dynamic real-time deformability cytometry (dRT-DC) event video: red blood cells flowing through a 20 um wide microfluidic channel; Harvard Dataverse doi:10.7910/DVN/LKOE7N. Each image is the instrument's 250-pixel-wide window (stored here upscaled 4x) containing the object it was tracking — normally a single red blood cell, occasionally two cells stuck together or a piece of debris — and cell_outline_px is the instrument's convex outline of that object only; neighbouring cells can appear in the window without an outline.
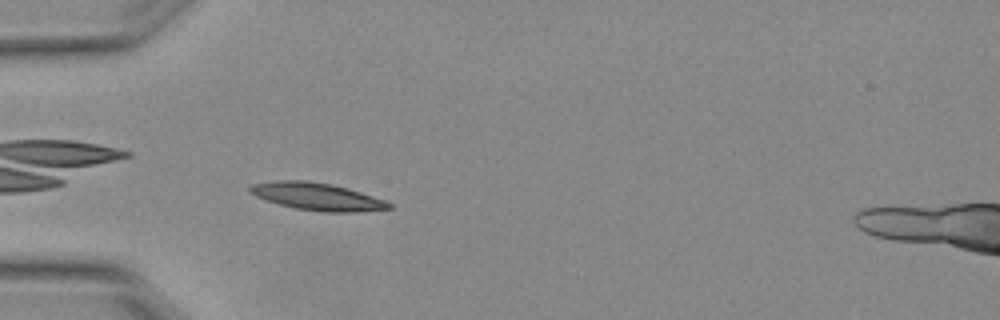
{"species": "Egyptian fruit bat (a non-hibernating species)", "species_latin": "Rousettus aegyptiacus", "temperature_condition": "warm", "stored_images_in_passage": 3, "camera_frame_rate_fps": 3000, "um_per_image_px": 0.085, "animal": {"sex": "female"}, "frame": {"image": 1, "passage_image": 2, "time_ms": 0.333, "image_size_px": [1000, 320], "cell_outline_px": [[392, 208], [356, 212], [320, 212], [296, 208], [280, 204], [256, 196], [248, 192], [248, 188], [252, 184], [276, 180], [308, 180], [332, 184], [348, 188], [388, 200], [392, 204]], "centroid_in_image_um": [26.99, 16.7], "position_along_channel_um": 58.0, "area_um2": 22.37}}